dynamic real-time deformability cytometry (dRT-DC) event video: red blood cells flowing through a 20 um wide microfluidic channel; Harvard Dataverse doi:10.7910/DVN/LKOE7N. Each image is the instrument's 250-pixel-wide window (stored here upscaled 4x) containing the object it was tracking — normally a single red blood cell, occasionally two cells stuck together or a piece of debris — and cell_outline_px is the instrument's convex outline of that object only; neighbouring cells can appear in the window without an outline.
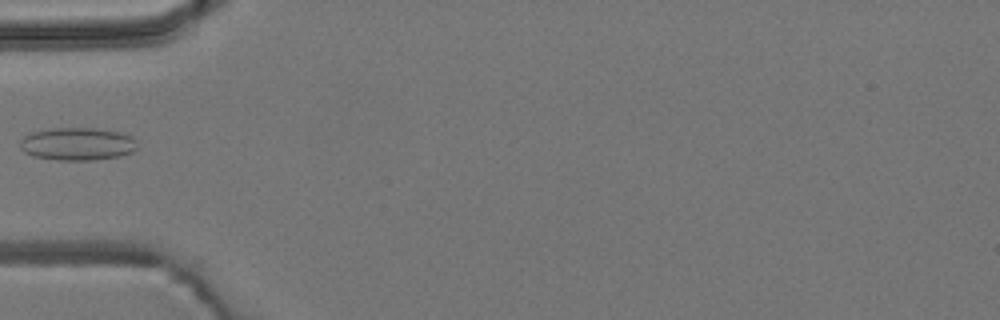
{"species": "common noctule bat (a hibernating species)", "species_latin": "Nyctalus noctula", "temperature_condition": "room temperature", "stored_images_in_passage": 4, "camera_frame_rate_fps": 3000, "um_per_image_px": 0.085, "animal": {"sex": "male", "body_mass_g": 19.2, "forearm_length_mm": 51.8}, "frame": {"image": 1, "passage_image": 4, "time_ms": 1.0, "image_size_px": [1000, 320], "cell_outline_px": [[136, 148], [132, 152], [120, 156], [92, 160], [56, 160], [32, 156], [24, 152], [20, 148], [20, 140], [24, 136], [32, 132], [48, 128], [96, 128], [120, 132], [132, 136], [136, 140]], "centroid_in_image_um": [6.56, 12.23], "position_along_channel_um": 78.4, "area_um2": 22.6}}